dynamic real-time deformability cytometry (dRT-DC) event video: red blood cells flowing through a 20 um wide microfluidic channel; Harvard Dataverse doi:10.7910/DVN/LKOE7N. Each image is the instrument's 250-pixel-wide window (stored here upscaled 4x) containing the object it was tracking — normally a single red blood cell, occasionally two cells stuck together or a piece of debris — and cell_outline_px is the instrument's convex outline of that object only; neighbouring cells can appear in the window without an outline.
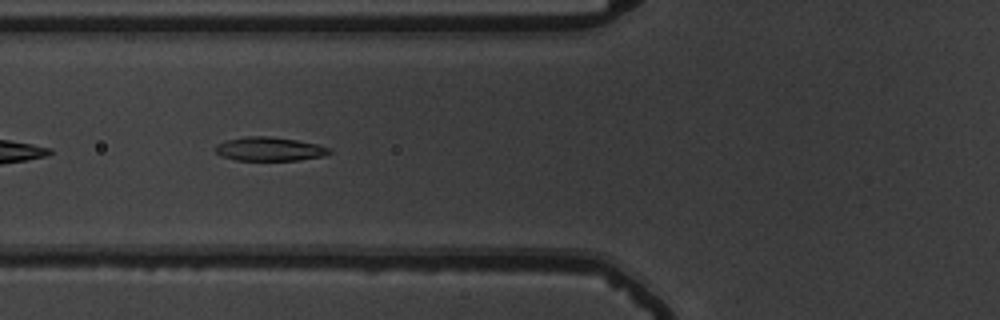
{"species": "common noctule bat (a hibernating species)", "species_latin": "Nyctalus noctula", "temperature_condition": "warm", "stored_images_in_passage": 36, "camera_frame_rate_fps": 3000, "um_per_image_px": 0.085, "animal": {"sex": "male", "body_mass_g": 19.5, "forearm_length_mm": 54.6}, "frame": {"image": 1, "passage_image": 5, "time_ms": 1.333, "image_size_px": [1000, 320], "cell_outline_px": [[332, 152], [324, 156], [296, 160], [236, 160], [220, 156], [216, 152], [216, 144], [224, 140], [244, 136], [268, 136], [296, 140], [316, 144], [332, 148]], "centroid_in_image_um": [22.89, 12.66], "position_along_channel_um": 102.9, "area_um2": 15.9}}
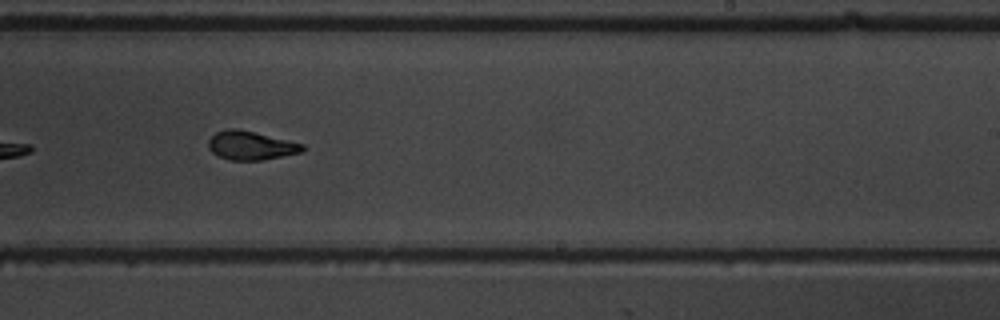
{"frame": {"image": 2, "passage_image": 18, "time_ms": 5.667, "image_size_px": [1000, 320], "cell_outline_px": [[304, 152], [260, 160], [228, 160], [212, 152], [208, 148], [208, 140], [216, 132], [228, 128], [236, 128], [304, 144]], "centroid_in_image_um": [21.3, 12.37], "position_along_channel_um": 267.7, "area_um2": 15.61}}
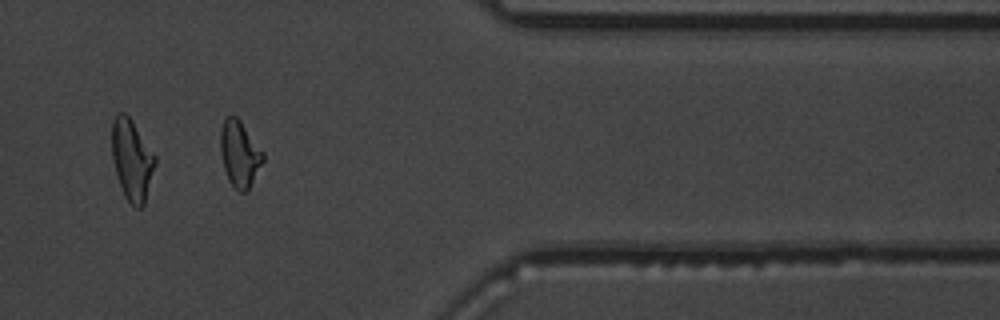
{"frame": {"image": 3, "passage_image": 29, "time_ms": 9.333, "image_size_px": [1000, 320], "cell_outline_px": [[264, 160], [248, 192], [240, 192], [228, 180], [224, 168], [220, 152], [220, 128], [224, 116], [236, 116], [240, 120], [264, 152]], "centroid_in_image_um": [20.36, 13.06], "position_along_channel_um": 391.0, "area_um2": 16.65}, "authors_computed_cell_mechanics": {"area_um2": 15.8372, "velocity_mm_per_s": 3.8048, "shape_relaxation_time_tau1_ms": 3.4111, "shape_relaxation_time_tau2_ms": 1.2235, "deformation_change_tau1": 0.197, "deformation_change_tau2": 0.0829}}